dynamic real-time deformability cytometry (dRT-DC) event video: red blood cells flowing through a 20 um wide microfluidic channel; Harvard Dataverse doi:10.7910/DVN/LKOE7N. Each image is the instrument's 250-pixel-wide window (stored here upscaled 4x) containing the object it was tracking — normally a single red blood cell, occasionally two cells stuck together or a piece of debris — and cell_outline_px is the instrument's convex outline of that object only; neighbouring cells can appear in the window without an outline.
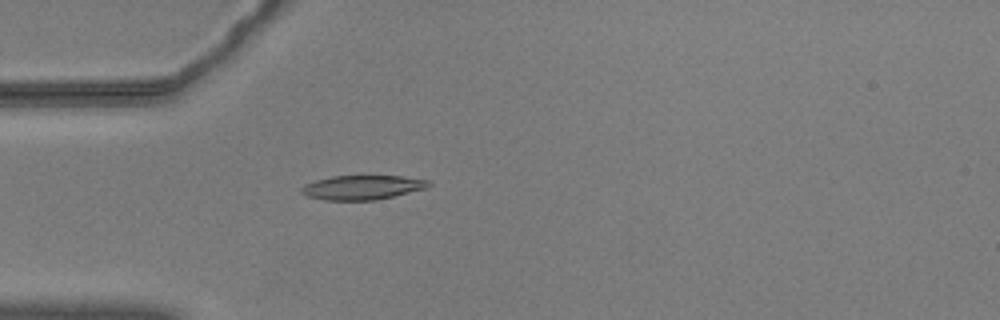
{"species": "common noctule bat (a hibernating species)", "species_latin": "Nyctalus noctula", "temperature_condition": "warm", "stored_images_in_passage": 53, "camera_frame_rate_fps": 3000, "um_per_image_px": 0.085, "animal": {"sex": "male", "body_mass_g": 20.5, "forearm_length_mm": 52.5}, "frame": {"image": 1, "passage_image": 13, "time_ms": 4.0, "image_size_px": [1000, 320], "cell_outline_px": [[432, 184], [424, 188], [376, 200], [324, 200], [308, 196], [300, 192], [300, 188], [304, 184], [316, 180], [332, 176], [404, 176], [428, 180]], "centroid_in_image_um": [30.75, 15.92], "position_along_channel_um": 54.2, "area_um2": 17.86}}
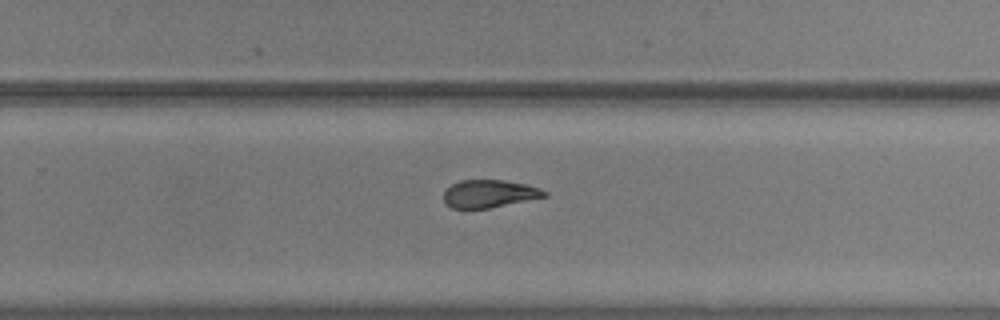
{"frame": {"image": 2, "passage_image": 33, "time_ms": 10.667, "image_size_px": [1000, 320], "cell_outline_px": [[548, 196], [488, 208], [452, 208], [444, 200], [444, 192], [452, 184], [460, 180], [504, 180], [524, 184], [540, 188], [548, 192]], "centroid_in_image_um": [41.61, 16.46], "position_along_channel_um": 288.2, "area_um2": 16.07}}
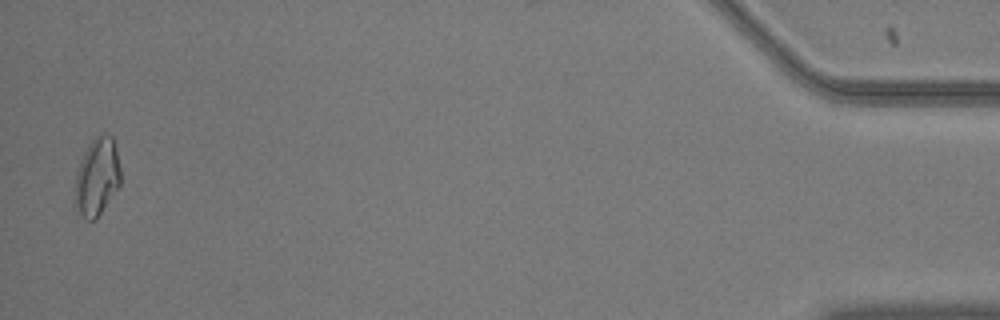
{"frame": {"image": 3, "passage_image": 52, "time_ms": 17.0, "image_size_px": [1000, 320], "cell_outline_px": [[120, 184], [96, 220], [88, 220], [80, 212], [76, 204], [76, 172], [84, 152], [88, 144], [96, 136], [104, 132], [112, 136], [116, 144], [120, 168]], "centroid_in_image_um": [8.28, 14.97], "position_along_channel_um": 426.9, "area_um2": 20.46}, "authors_computed_cell_mechanics": {"area_um2": 17.8024, "velocity_mm_per_s": 3.6029, "shape_relaxation_time_tau1_ms": null, "shape_relaxation_time_tau2_ms": 8.4896, "deformation_change_tau1": null, "deformation_change_tau2": 0.1771}}